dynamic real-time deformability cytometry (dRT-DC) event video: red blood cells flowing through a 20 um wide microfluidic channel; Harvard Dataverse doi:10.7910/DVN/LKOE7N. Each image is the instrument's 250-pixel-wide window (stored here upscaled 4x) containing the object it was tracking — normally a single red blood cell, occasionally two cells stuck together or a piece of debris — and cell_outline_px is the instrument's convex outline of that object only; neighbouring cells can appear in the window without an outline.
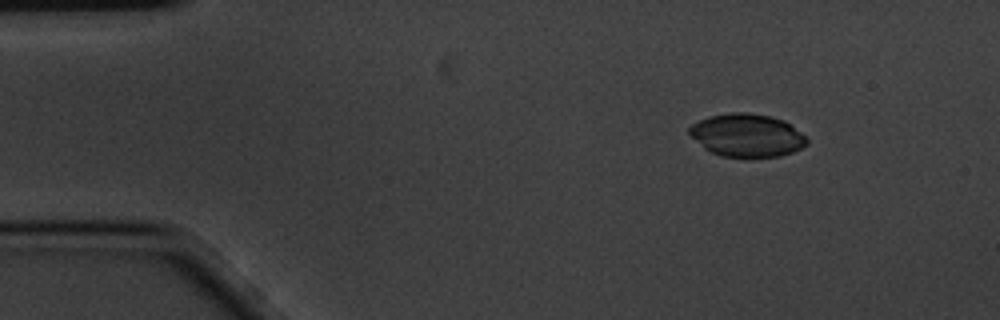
{"species": "common noctule bat (a hibernating species)", "species_latin": "Nyctalus noctula", "temperature_condition": "cold", "stored_images_in_passage": 6, "camera_frame_rate_fps": 3000, "um_per_image_px": 0.085, "animal": {"sex": "male", "body_mass_g": 20.1, "forearm_length_mm": 53.5}, "frame": {"image": 1, "passage_image": 1, "time_ms": 0.0, "image_size_px": [1000, 320], "cell_outline_px": [[808, 144], [792, 152], [780, 156], [720, 156], [704, 148], [688, 132], [688, 128], [692, 124], [708, 116], [732, 112], [748, 112], [772, 116], [784, 120], [808, 136]], "centroid_in_image_um": [63.52, 11.48], "position_along_channel_um": 21.5, "area_um2": 29.42}}